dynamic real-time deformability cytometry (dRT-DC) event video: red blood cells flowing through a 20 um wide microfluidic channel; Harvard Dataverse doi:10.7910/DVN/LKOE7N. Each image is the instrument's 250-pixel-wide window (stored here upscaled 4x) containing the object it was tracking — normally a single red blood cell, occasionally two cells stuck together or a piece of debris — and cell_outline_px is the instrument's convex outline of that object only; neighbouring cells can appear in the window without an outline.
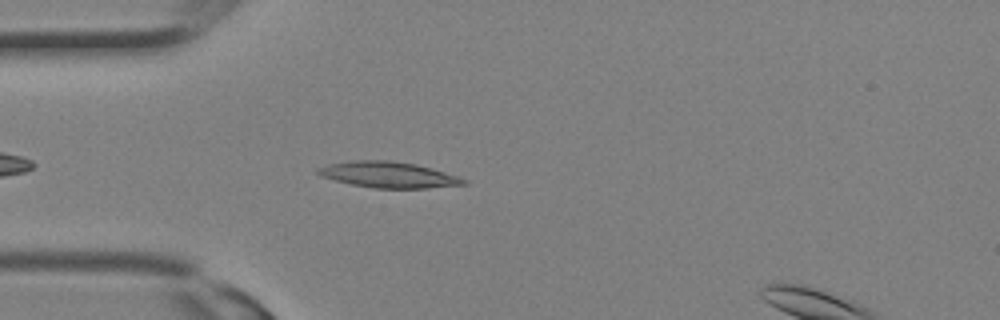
{"species": "Egyptian fruit bat (a non-hibernating species)", "species_latin": "Rousettus aegyptiacus", "temperature_condition": "room temperature", "stored_images_in_passage": 24, "camera_frame_rate_fps": 3000, "um_per_image_px": 0.085, "animal": {"sex": "female"}, "frame": {"image": 1, "passage_image": 3, "time_ms": 0.667, "image_size_px": [1000, 320], "cell_outline_px": [[468, 184], [428, 188], [376, 188], [352, 184], [320, 176], [316, 172], [316, 168], [328, 164], [352, 160], [392, 160], [416, 164], [432, 168], [468, 180]], "centroid_in_image_um": [33.01, 14.84], "position_along_channel_um": 52.0, "area_um2": 22.02}}
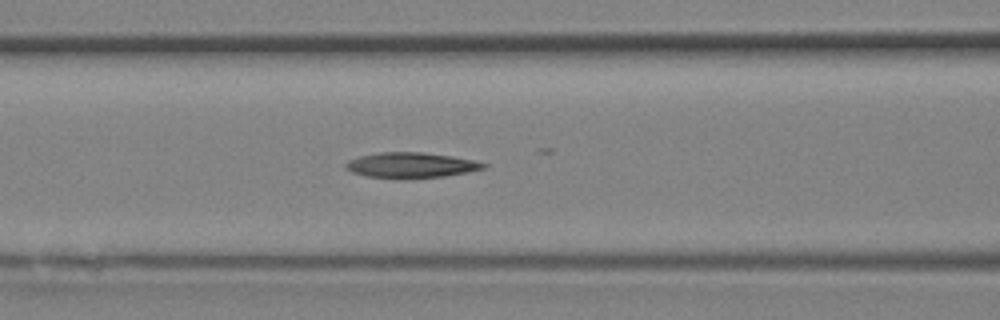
{"frame": {"image": 2, "passage_image": 7, "time_ms": 2.0, "image_size_px": [1000, 320], "cell_outline_px": [[488, 164], [484, 168], [468, 172], [444, 176], [404, 180], [396, 180], [368, 176], [352, 172], [344, 168], [344, 164], [348, 160], [360, 156], [380, 152], [420, 152], [452, 156], [472, 160]], "centroid_in_image_um": [34.89, 14.06], "position_along_channel_um": 131.7, "area_um2": 20.69}}
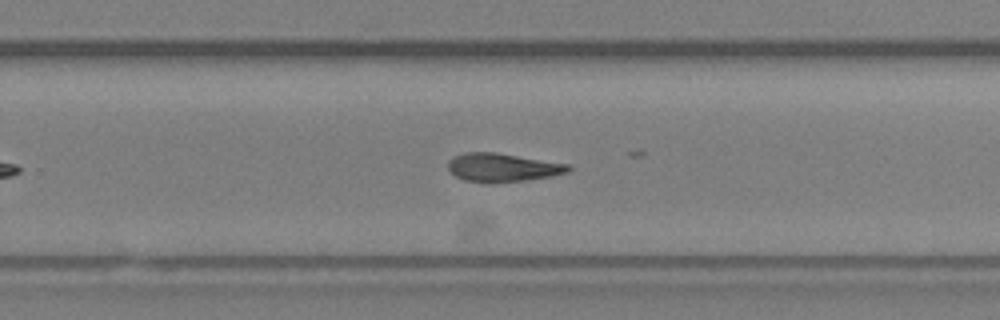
{"frame": {"image": 3, "passage_image": 14, "time_ms": 4.333, "image_size_px": [1000, 320], "cell_outline_px": [[572, 168], [568, 172], [552, 176], [524, 180], [488, 184], [464, 180], [456, 176], [448, 168], [448, 160], [452, 156], [464, 152], [496, 152], [568, 164]], "centroid_in_image_um": [42.68, 14.24], "position_along_channel_um": 287.1, "area_um2": 20.11}}